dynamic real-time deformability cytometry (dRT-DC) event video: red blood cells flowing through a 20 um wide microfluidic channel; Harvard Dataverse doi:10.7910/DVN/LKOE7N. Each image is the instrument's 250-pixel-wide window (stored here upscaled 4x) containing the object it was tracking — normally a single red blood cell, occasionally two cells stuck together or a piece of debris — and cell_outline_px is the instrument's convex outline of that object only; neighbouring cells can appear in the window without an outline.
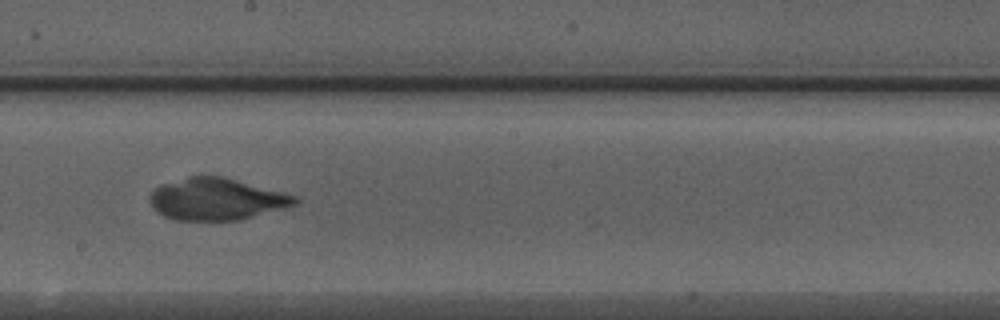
{"species": "Egyptian fruit bat (a non-hibernating species)", "species_latin": "Rousettus aegyptiacus", "temperature_condition": "warm", "stored_images_in_passage": 34, "camera_frame_rate_fps": 3000, "um_per_image_px": 0.085, "animal": {"sex": "male"}, "frame": {"image": 1, "passage_image": 20, "time_ms": 6.333, "image_size_px": [1000, 320], "cell_outline_px": [[300, 200], [296, 204], [284, 208], [236, 220], [172, 220], [156, 212], [152, 208], [148, 200], [152, 192], [156, 188], [164, 184], [200, 172], [224, 176], [296, 196]], "centroid_in_image_um": [18.35, 16.9], "position_along_channel_um": 229.8, "area_um2": 35.72}}
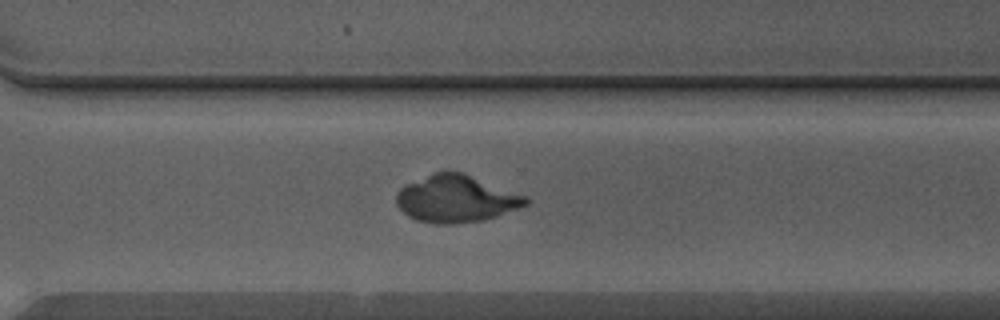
{"frame": {"image": 2, "passage_image": 27, "time_ms": 8.667, "image_size_px": [1000, 320], "cell_outline_px": [[532, 200], [528, 204], [496, 216], [480, 220], [452, 224], [436, 224], [416, 220], [408, 216], [396, 204], [396, 192], [400, 188], [432, 172], [464, 172], [528, 196]], "centroid_in_image_um": [38.79, 16.89], "position_along_channel_um": 331.8, "area_um2": 35.6}}
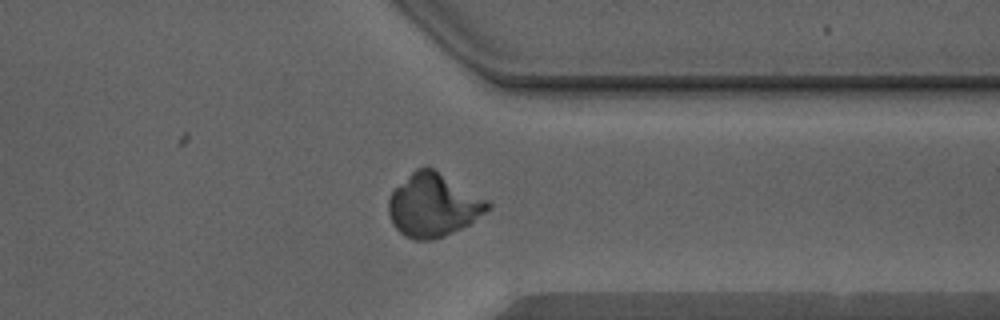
{"frame": {"image": 3, "passage_image": 30, "time_ms": 9.667, "image_size_px": [1000, 320], "cell_outline_px": [[492, 208], [468, 224], [444, 236], [432, 240], [412, 240], [404, 236], [392, 224], [388, 212], [388, 200], [392, 192], [416, 168], [432, 168], [488, 200], [492, 204]], "centroid_in_image_um": [36.82, 17.47], "position_along_channel_um": 374.6, "area_um2": 36.07}}